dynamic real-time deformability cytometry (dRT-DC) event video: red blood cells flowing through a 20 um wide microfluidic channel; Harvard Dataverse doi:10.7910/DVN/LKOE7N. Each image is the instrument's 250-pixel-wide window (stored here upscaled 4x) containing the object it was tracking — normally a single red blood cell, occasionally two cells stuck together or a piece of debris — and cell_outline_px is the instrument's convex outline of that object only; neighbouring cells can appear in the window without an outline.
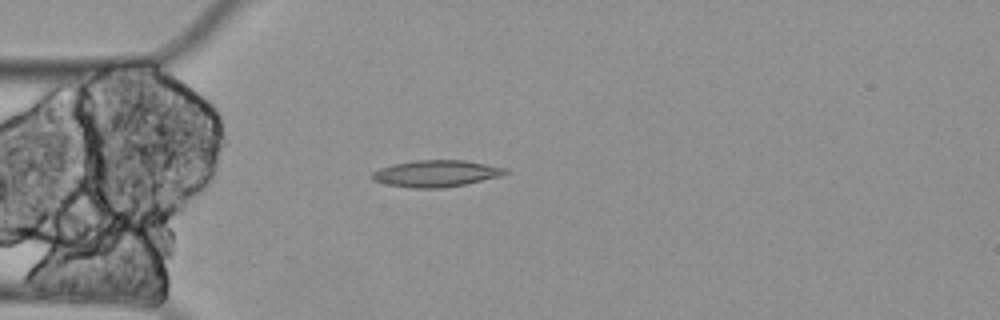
{"species": "Egyptian fruit bat (a non-hibernating species)", "species_latin": "Rousettus aegyptiacus", "temperature_condition": "cold", "stored_images_in_passage": 4, "camera_frame_rate_fps": 3000, "um_per_image_px": 0.085, "animal": {"sex": "female"}, "frame": {"image": 1, "passage_image": 4, "time_ms": 1.0, "image_size_px": [1000, 320], "cell_outline_px": [[508, 172], [500, 176], [464, 184], [444, 188], [412, 188], [384, 184], [372, 180], [372, 172], [380, 168], [392, 164], [416, 160], [464, 160], [508, 168]], "centroid_in_image_um": [37.04, 14.75], "position_along_channel_um": 48.0, "area_um2": 20.69}}